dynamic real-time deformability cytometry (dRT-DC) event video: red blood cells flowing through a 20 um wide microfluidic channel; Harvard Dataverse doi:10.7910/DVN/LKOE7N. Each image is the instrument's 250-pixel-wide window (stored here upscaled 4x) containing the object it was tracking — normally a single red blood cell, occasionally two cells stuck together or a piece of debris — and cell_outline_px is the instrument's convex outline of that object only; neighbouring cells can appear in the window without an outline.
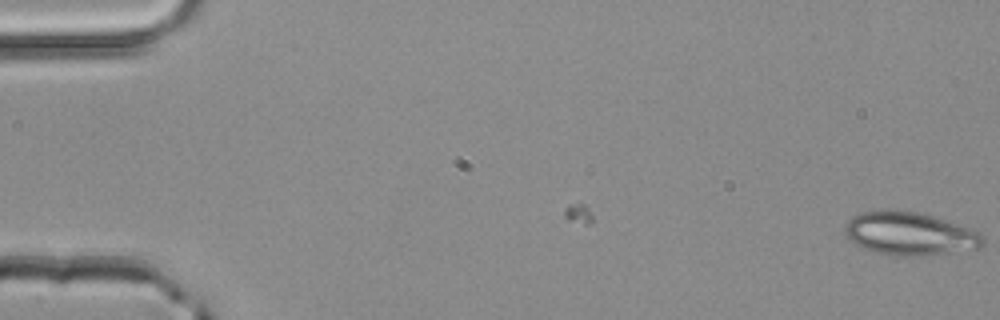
{"species": "common noctule bat (a hibernating species)", "species_latin": "Nyctalus noctula", "temperature_condition": "room temperature", "stored_images_in_passage": 7, "camera_frame_rate_fps": 3000, "um_per_image_px": 0.085, "animal": {"sex": "male", "body_mass_g": 20.4}, "frame": {"image": 1, "passage_image": 7, "time_ms": 2.0, "image_size_px": [1000, 320], "cell_outline_px": [[984, 244], [980, 248], [924, 256], [900, 256], [876, 252], [864, 248], [856, 244], [848, 236], [844, 228], [848, 220], [852, 216], [860, 212], [916, 212], [932, 216], [980, 232], [984, 236]], "centroid_in_image_um": [77.37, 19.9], "position_along_channel_um": 7.6, "area_um2": 33.87}}